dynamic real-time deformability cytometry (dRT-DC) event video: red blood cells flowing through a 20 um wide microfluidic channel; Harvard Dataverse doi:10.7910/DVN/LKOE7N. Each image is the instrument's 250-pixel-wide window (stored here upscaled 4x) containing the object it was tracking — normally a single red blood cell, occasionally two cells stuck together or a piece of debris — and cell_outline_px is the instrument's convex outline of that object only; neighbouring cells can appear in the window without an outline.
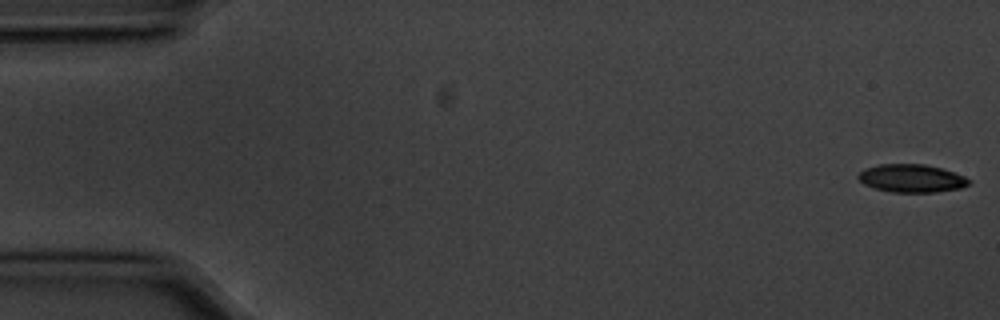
{"species": "common noctule bat (a hibernating species)", "species_latin": "Nyctalus noctula", "temperature_condition": "cold", "stored_images_in_passage": 5, "camera_frame_rate_fps": 3000, "um_per_image_px": 0.085, "animal": {"sex": "male", "body_mass_g": 20.1, "forearm_length_mm": 53.5}, "frame": {"image": 1, "passage_image": 1, "time_ms": 0.0, "image_size_px": [1000, 320], "cell_outline_px": [[972, 180], [968, 184], [960, 188], [936, 192], [892, 192], [876, 188], [864, 184], [856, 176], [864, 168], [880, 164], [924, 164], [940, 168], [964, 176]], "centroid_in_image_um": [77.47, 15.15], "position_along_channel_um": 7.5, "area_um2": 17.92}}
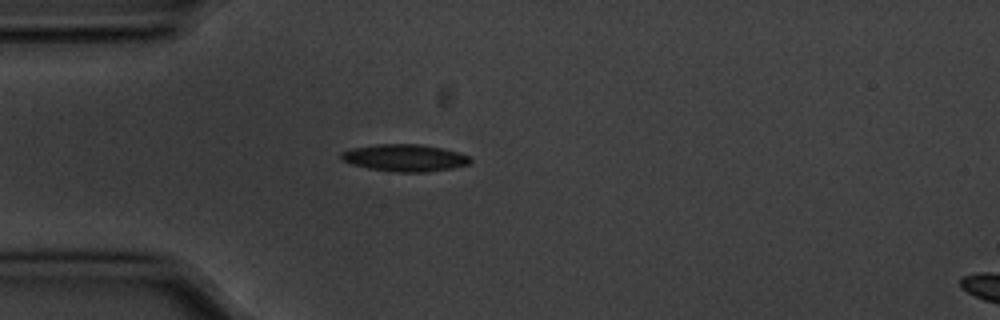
{"frame": {"image": 2, "passage_image": 5, "time_ms": 1.333, "image_size_px": [1000, 320], "cell_outline_px": [[472, 160], [468, 164], [452, 168], [428, 172], [396, 172], [368, 168], [352, 164], [344, 160], [340, 156], [340, 152], [348, 148], [376, 144], [420, 144], [440, 148], [456, 152], [468, 156]], "centroid_in_image_um": [34.35, 13.41], "position_along_channel_um": 50.6, "area_um2": 20.29}}